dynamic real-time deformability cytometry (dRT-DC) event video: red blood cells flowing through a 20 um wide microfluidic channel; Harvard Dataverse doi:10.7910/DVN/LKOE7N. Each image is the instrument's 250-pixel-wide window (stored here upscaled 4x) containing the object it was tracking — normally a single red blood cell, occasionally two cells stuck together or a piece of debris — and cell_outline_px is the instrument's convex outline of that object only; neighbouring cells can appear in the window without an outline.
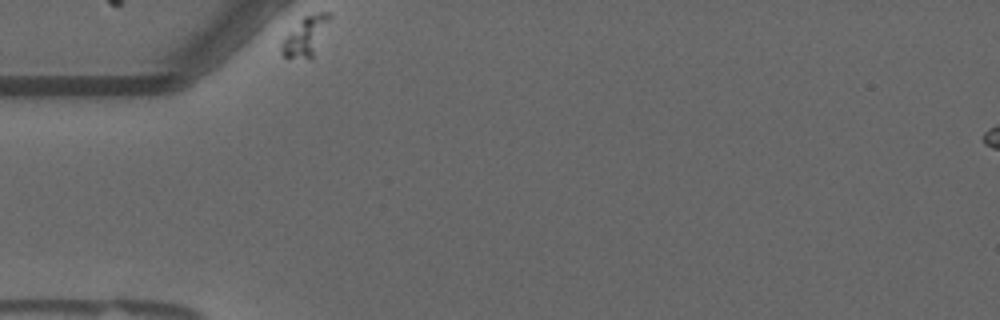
{"species": "common noctule bat (a hibernating species)", "species_latin": "Nyctalus noctula", "temperature_condition": "warm", "stored_images_in_passage": 3, "camera_frame_rate_fps": 3000, "um_per_image_px": 0.085, "animal": {"sex": "male", "forearm_length_mm": 52.5}, "frame": {"image": 1, "passage_image": 1, "time_ms": 0.0, "image_size_px": [1000, 320], "cell_outline_px": [[332, 16], [312, 60], [288, 60], [280, 52], [280, 44], [284, 36], [304, 16], [316, 12], [332, 12]], "centroid_in_image_um": [25.95, 3.13], "position_along_channel_um": 59.0, "area_um2": 11.62}}